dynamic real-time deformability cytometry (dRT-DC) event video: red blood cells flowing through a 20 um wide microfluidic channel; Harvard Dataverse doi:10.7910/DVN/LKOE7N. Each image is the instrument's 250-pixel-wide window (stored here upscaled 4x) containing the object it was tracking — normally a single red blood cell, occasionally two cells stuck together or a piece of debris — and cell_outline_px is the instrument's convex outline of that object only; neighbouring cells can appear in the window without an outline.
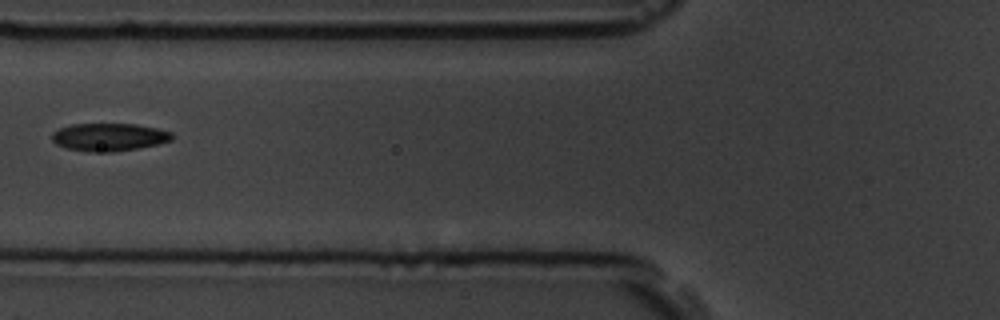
{"species": "common noctule bat (a hibernating species)", "species_latin": "Nyctalus noctula", "temperature_condition": "room temperature", "stored_images_in_passage": 6, "camera_frame_rate_fps": 3000, "um_per_image_px": 0.085, "animal": {"sex": "male", "body_mass_g": 19.5, "forearm_length_mm": 54.6}, "frame": {"image": 1, "passage_image": 6, "time_ms": 5.333, "image_size_px": [1000, 320], "cell_outline_px": [[172, 140], [156, 144], [136, 148], [112, 152], [92, 152], [64, 148], [56, 144], [52, 140], [52, 132], [60, 128], [72, 124], [136, 124], [156, 128], [172, 132]], "centroid_in_image_um": [9.23, 11.65], "position_along_channel_um": 116.6, "area_um2": 19.36}}